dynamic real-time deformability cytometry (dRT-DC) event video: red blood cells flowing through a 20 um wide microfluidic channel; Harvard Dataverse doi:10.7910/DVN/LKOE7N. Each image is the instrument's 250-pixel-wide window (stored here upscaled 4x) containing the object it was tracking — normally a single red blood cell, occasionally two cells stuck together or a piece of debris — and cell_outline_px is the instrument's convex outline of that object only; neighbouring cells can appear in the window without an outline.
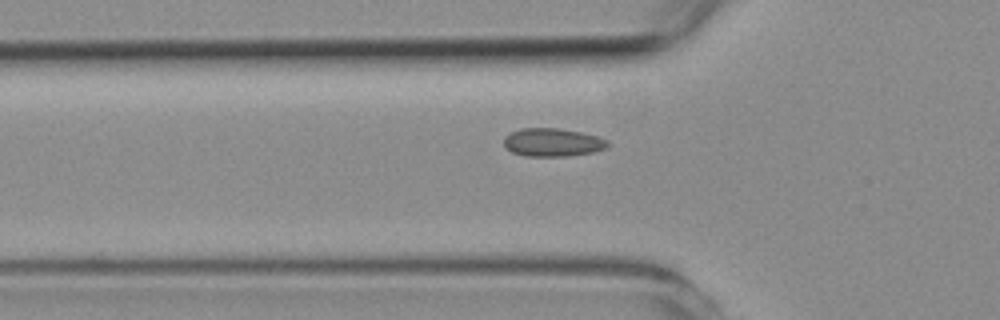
{"species": "common noctule bat (a hibernating species)", "species_latin": "Nyctalus noctula", "temperature_condition": "room temperature", "stored_images_in_passage": 35, "camera_frame_rate_fps": 3000, "um_per_image_px": 0.085, "animal": {"sex": "female", "body_mass_g": 19.3, "forearm_length_mm": 54.1}, "frame": {"image": 1, "passage_image": 6, "time_ms": 1.667, "image_size_px": [1000, 320], "cell_outline_px": [[608, 148], [592, 152], [568, 156], [524, 156], [512, 152], [504, 144], [504, 136], [520, 128], [556, 128], [580, 132], [596, 136], [608, 140]], "centroid_in_image_um": [46.97, 12.1], "position_along_channel_um": 78.8, "area_um2": 16.99}}
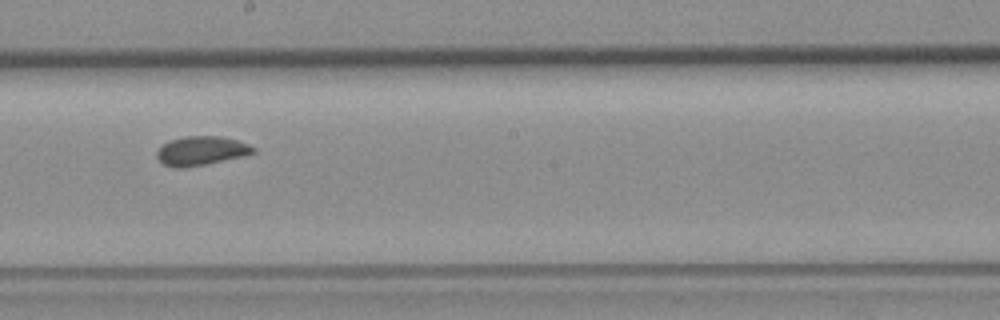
{"frame": {"image": 2, "passage_image": 18, "time_ms": 5.667, "image_size_px": [1000, 320], "cell_outline_px": [[256, 152], [244, 156], [208, 164], [184, 168], [172, 168], [164, 164], [156, 156], [156, 152], [164, 144], [172, 140], [184, 136], [220, 136], [236, 140], [248, 144], [256, 148]], "centroid_in_image_um": [17.12, 12.83], "position_along_channel_um": 231.1, "area_um2": 16.36}}
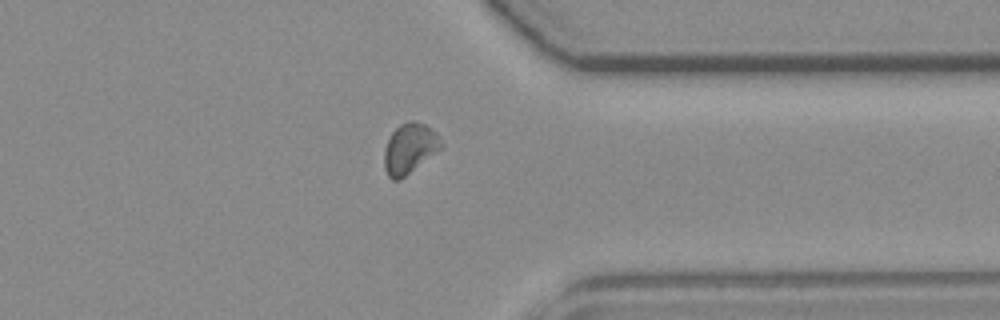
{"frame": {"image": 3, "passage_image": 30, "time_ms": 9.667, "image_size_px": [1000, 320], "cell_outline_px": [[444, 144], [440, 148], [400, 180], [392, 180], [388, 176], [384, 168], [384, 148], [392, 132], [400, 124], [408, 120], [412, 120], [424, 124], [436, 132], [440, 136]], "centroid_in_image_um": [34.8, 12.6], "position_along_channel_um": 376.6, "area_um2": 16.53}}